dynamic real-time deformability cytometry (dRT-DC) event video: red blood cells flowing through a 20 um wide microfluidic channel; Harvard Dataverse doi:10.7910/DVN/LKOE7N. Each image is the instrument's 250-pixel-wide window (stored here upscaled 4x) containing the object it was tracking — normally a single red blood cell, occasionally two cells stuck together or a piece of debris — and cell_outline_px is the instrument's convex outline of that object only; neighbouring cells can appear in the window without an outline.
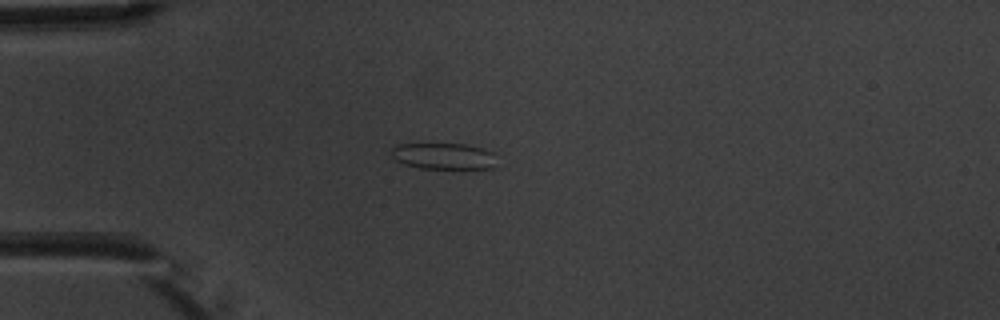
{"species": "common noctule bat (a hibernating species)", "species_latin": "Nyctalus noctula", "temperature_condition": "warm", "stored_images_in_passage": 6, "camera_frame_rate_fps": 3000, "um_per_image_px": 0.085, "animal": {"sex": "male", "body_mass_g": 20.1, "forearm_length_mm": 53.5}, "frame": {"image": 1, "passage_image": 4, "time_ms": 3.667, "image_size_px": [1000, 320], "cell_outline_px": [[492, 168], [420, 168], [404, 164], [396, 160], [392, 156], [392, 148], [396, 144], [464, 144], [480, 148], [492, 152]], "centroid_in_image_um": [37.61, 13.26], "position_along_channel_um": 47.4, "area_um2": 15.66}}
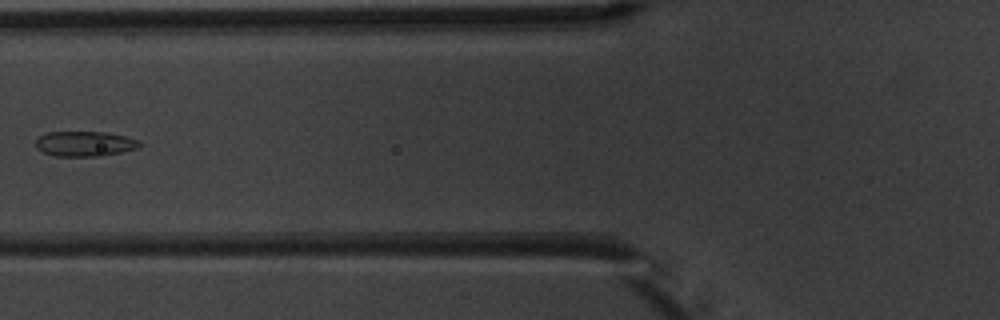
{"frame": {"image": 2, "passage_image": 6, "time_ms": 6.0, "image_size_px": [1000, 320], "cell_outline_px": [[140, 148], [100, 156], [56, 156], [44, 152], [36, 148], [36, 140], [40, 136], [48, 132], [104, 132], [124, 136], [140, 140]], "centroid_in_image_um": [7.22, 12.22], "position_along_channel_um": 118.6, "area_um2": 15.09}}